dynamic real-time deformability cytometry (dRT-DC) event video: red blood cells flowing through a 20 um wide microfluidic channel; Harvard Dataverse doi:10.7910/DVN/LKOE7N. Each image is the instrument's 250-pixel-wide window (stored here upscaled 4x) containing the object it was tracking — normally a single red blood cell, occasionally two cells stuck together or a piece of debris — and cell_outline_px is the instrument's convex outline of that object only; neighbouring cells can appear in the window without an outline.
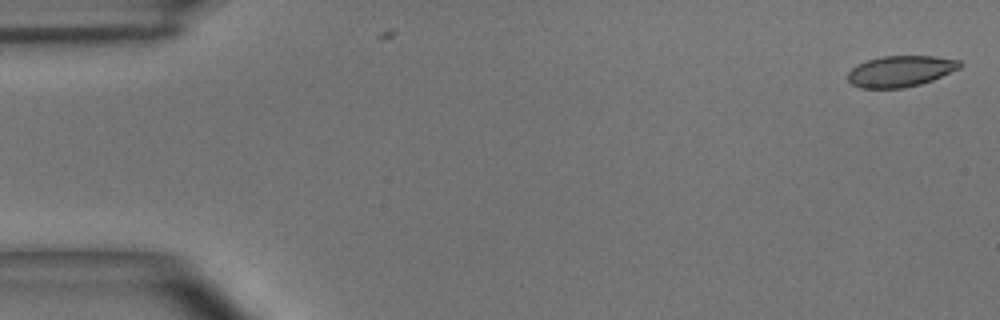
{"species": "common noctule bat (a hibernating species)", "species_latin": "Nyctalus noctula", "temperature_condition": "room temperature", "stored_images_in_passage": 2, "camera_frame_rate_fps": 3000, "um_per_image_px": 0.085, "animal": {"sex": "male", "body_mass_g": 15.6}, "frame": {"image": 1, "passage_image": 1, "time_ms": 0.0, "image_size_px": [1000, 320], "cell_outline_px": [[964, 64], [960, 68], [932, 80], [920, 84], [904, 88], [860, 88], [852, 84], [848, 80], [848, 72], [852, 68], [868, 60], [880, 56], [932, 56], [960, 60]], "centroid_in_image_um": [76.56, 6.05], "position_along_channel_um": 8.4, "area_um2": 20.23}}